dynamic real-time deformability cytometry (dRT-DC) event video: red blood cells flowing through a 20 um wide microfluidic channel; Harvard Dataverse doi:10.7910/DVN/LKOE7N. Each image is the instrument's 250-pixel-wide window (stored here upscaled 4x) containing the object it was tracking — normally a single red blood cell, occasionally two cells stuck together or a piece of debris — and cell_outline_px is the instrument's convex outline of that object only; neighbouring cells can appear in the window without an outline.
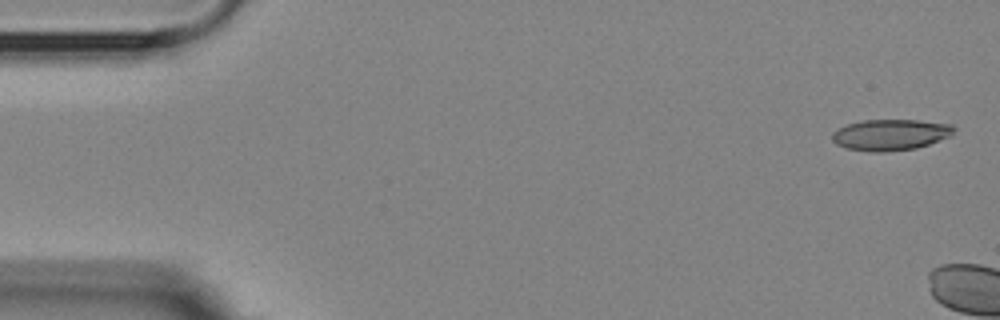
{"species": "Egyptian fruit bat (a non-hibernating species)", "species_latin": "Rousettus aegyptiacus", "temperature_condition": "room temperature", "stored_images_in_passage": 2, "camera_frame_rate_fps": 3000, "um_per_image_px": 0.085, "animal": {"sex": "female"}, "frame": {"image": 1, "passage_image": 1, "time_ms": 0.0, "image_size_px": [1000, 320], "cell_outline_px": [[956, 128], [952, 136], [916, 148], [884, 152], [872, 152], [848, 148], [836, 144], [832, 140], [832, 132], [848, 124], [864, 120], [916, 120], [952, 124]], "centroid_in_image_um": [75.72, 11.45], "position_along_channel_um": 9.3, "area_um2": 22.02}}